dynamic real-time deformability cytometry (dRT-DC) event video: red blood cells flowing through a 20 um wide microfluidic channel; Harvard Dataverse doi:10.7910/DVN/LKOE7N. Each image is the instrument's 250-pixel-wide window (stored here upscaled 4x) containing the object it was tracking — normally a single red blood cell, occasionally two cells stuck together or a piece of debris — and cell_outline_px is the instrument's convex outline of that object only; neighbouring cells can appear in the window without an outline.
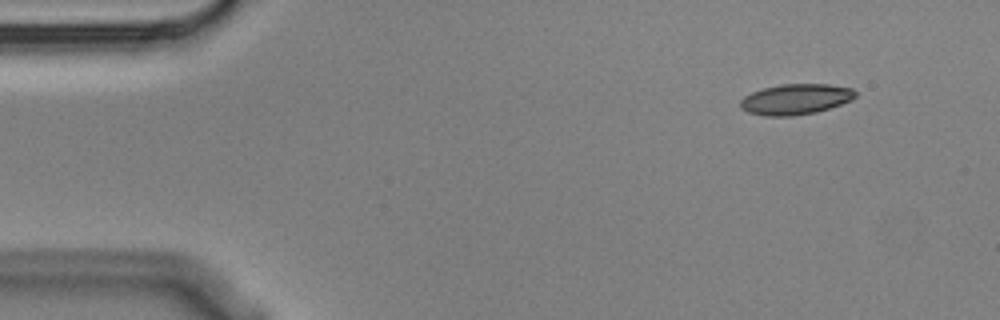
{"species": "Egyptian fruit bat (a non-hibernating species)", "species_latin": "Rousettus aegyptiacus", "temperature_condition": "cold", "stored_images_in_passage": 4, "camera_frame_rate_fps": 3000, "um_per_image_px": 0.085, "animal": {"sex": "male"}, "frame": {"image": 1, "passage_image": 1, "time_ms": 0.0, "image_size_px": [1000, 320], "cell_outline_px": [[856, 96], [852, 100], [816, 112], [792, 116], [764, 116], [748, 112], [740, 108], [740, 100], [744, 96], [752, 92], [764, 88], [780, 84], [828, 84], [852, 88], [856, 92]], "centroid_in_image_um": [67.61, 8.43], "position_along_channel_um": 17.4, "area_um2": 20.52}}
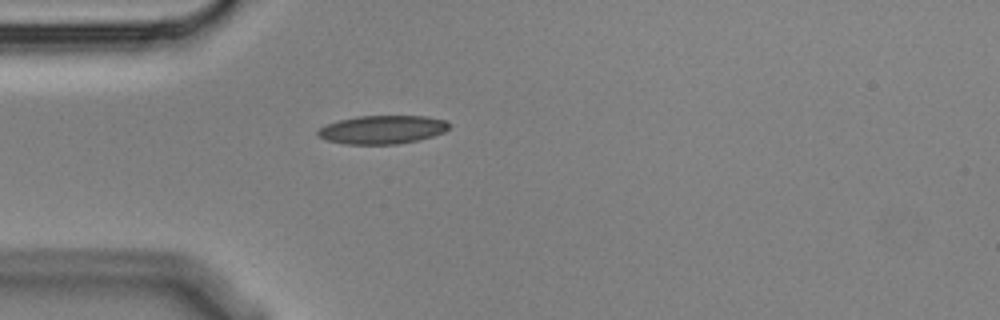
{"frame": {"image": 2, "passage_image": 4, "time_ms": 1.0, "image_size_px": [1000, 320], "cell_outline_px": [[448, 128], [444, 132], [420, 140], [400, 144], [344, 144], [328, 140], [316, 136], [316, 132], [320, 128], [328, 124], [340, 120], [356, 116], [424, 116], [444, 120], [448, 124]], "centroid_in_image_um": [32.48, 11.03], "position_along_channel_um": 52.5, "area_um2": 21.68}}